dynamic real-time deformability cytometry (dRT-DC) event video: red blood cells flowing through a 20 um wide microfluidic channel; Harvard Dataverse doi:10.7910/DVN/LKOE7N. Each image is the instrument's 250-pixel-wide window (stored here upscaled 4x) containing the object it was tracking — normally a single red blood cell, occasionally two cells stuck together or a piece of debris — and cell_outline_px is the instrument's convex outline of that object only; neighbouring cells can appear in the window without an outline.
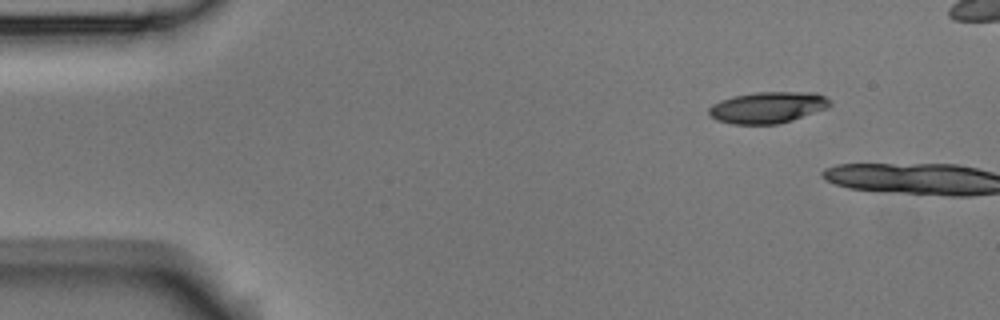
{"species": "Egyptian fruit bat (a non-hibernating species)", "species_latin": "Rousettus aegyptiacus", "temperature_condition": "room temperature", "stored_images_in_passage": 3, "camera_frame_rate_fps": 3000, "um_per_image_px": 0.085, "animal": {"sex": "male"}, "frame": {"image": 1, "passage_image": 1, "time_ms": 0.0, "image_size_px": [1000, 320], "cell_outline_px": [[832, 104], [828, 108], [792, 120], [776, 124], [732, 124], [716, 120], [708, 116], [708, 108], [712, 104], [720, 100], [732, 96], [756, 92], [816, 92], [824, 96]], "centroid_in_image_um": [65.22, 9.13], "position_along_channel_um": 19.8, "area_um2": 22.31}}